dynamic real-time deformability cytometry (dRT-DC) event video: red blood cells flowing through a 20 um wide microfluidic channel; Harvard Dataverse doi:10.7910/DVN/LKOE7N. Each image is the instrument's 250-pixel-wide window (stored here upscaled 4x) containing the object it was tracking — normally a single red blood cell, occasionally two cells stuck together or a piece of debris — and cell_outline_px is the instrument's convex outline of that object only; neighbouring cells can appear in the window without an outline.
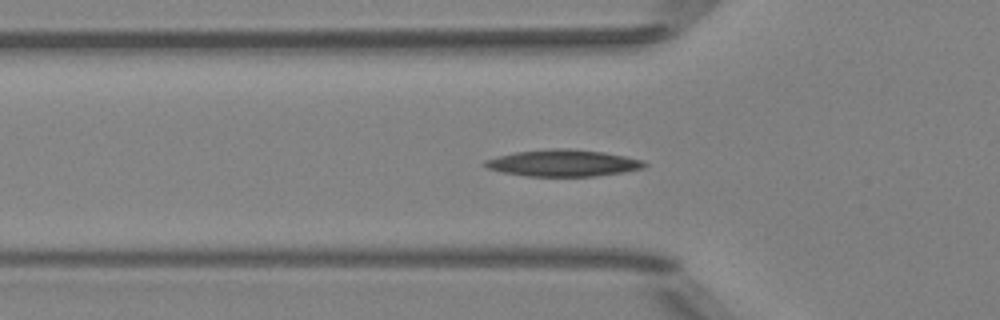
{"species": "Egyptian fruit bat (a non-hibernating species)", "species_latin": "Rousettus aegyptiacus", "temperature_condition": "room temperature", "stored_images_in_passage": 51, "camera_frame_rate_fps": 3000, "um_per_image_px": 0.085, "animal": {"sex": "female"}, "frame": {"image": 1, "passage_image": 16, "time_ms": 5.0, "image_size_px": [1000, 320], "cell_outline_px": [[648, 164], [644, 168], [624, 172], [596, 176], [524, 176], [504, 172], [488, 168], [484, 164], [484, 160], [516, 152], [548, 148], [572, 148], [604, 152], [644, 160]], "centroid_in_image_um": [47.92, 13.85], "position_along_channel_um": 77.9, "area_um2": 24.85}}
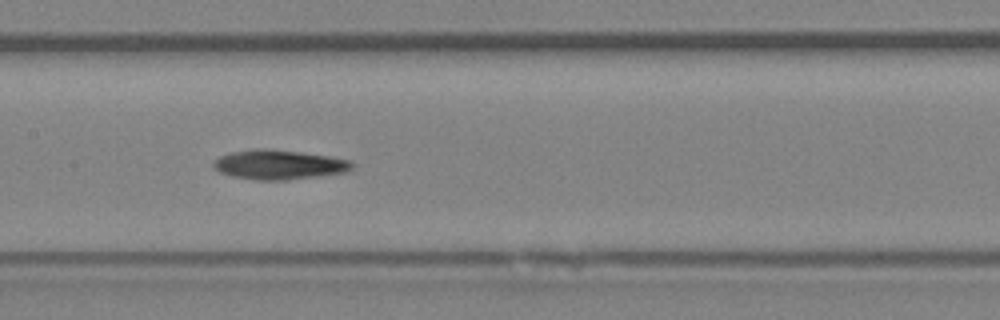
{"frame": {"image": 2, "passage_image": 24, "time_ms": 7.667, "image_size_px": [1000, 320], "cell_outline_px": [[352, 168], [348, 172], [288, 180], [256, 180], [232, 176], [220, 172], [212, 168], [212, 160], [220, 156], [232, 152], [252, 148], [268, 148], [300, 152], [328, 156], [352, 160]], "centroid_in_image_um": [23.68, 13.99], "position_along_channel_um": 183.7, "area_um2": 24.1}}
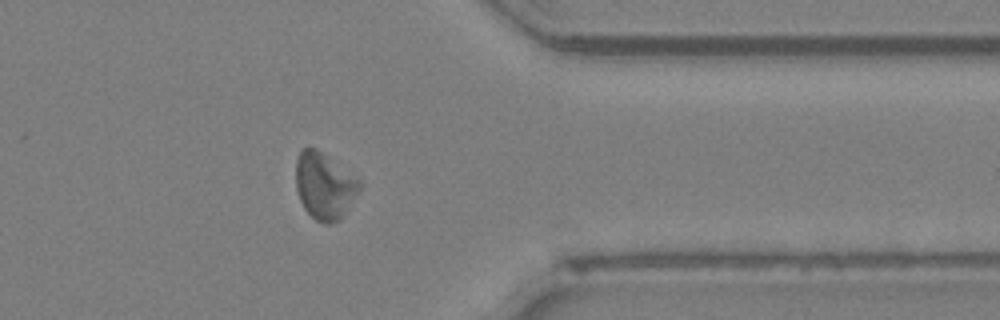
{"frame": {"image": 3, "passage_image": 40, "time_ms": 13.0, "image_size_px": [1000, 320], "cell_outline_px": [[360, 188], [340, 220], [328, 224], [324, 224], [316, 220], [304, 208], [300, 200], [296, 188], [296, 160], [300, 152], [304, 148], [316, 148], [360, 180]], "centroid_in_image_um": [27.55, 15.81], "position_along_channel_um": 383.8, "area_um2": 24.28}, "authors_computed_cell_mechanics": {"area_um2": 23.7558, "velocity_mm_per_s": 3.9772, "shape_relaxation_time_tau1_ms": null, "shape_relaxation_time_tau2_ms": 4.0746, "deformation_change_tau1": null, "deformation_change_tau2": 0.1114}}